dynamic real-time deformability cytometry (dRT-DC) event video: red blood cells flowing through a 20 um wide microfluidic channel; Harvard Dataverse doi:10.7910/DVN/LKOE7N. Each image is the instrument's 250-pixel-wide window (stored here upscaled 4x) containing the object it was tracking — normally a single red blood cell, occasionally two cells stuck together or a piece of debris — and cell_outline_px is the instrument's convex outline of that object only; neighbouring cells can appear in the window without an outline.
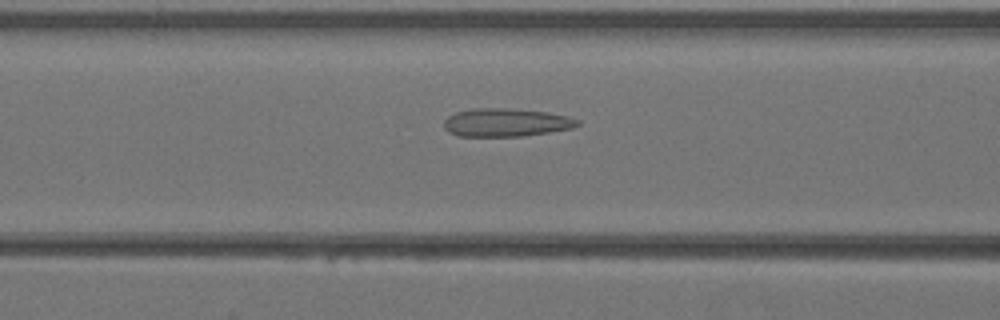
{"species": "Egyptian fruit bat (a non-hibernating species)", "species_latin": "Rousettus aegyptiacus", "temperature_condition": "warm", "stored_images_in_passage": 41, "camera_frame_rate_fps": 3000, "um_per_image_px": 0.085, "animal": {"sex": "female"}, "frame": {"image": 1, "passage_image": 17, "time_ms": 5.333, "image_size_px": [1000, 320], "cell_outline_px": [[580, 124], [572, 128], [548, 132], [520, 136], [456, 136], [448, 132], [444, 128], [444, 120], [448, 116], [456, 112], [476, 108], [504, 108], [544, 112], [568, 116], [580, 120]], "centroid_in_image_um": [42.98, 10.41], "position_along_channel_um": 123.6, "area_um2": 21.79}}
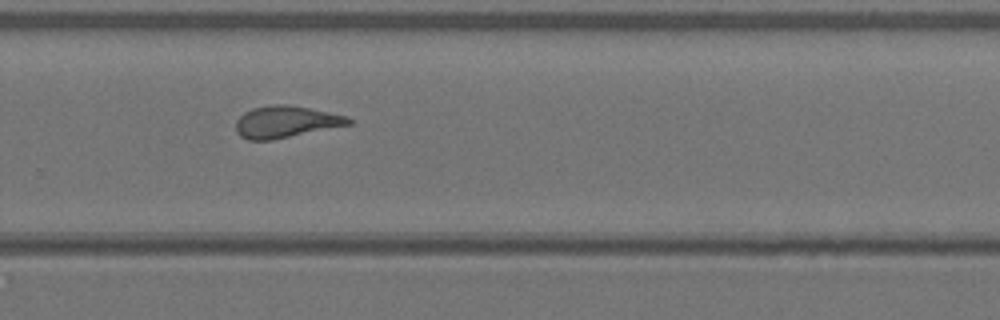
{"frame": {"image": 2, "passage_image": 28, "time_ms": 9.0, "image_size_px": [1000, 320], "cell_outline_px": [[352, 124], [272, 140], [248, 140], [240, 136], [236, 132], [236, 120], [244, 112], [252, 108], [272, 104], [288, 104], [348, 116], [352, 120]], "centroid_in_image_um": [24.27, 10.35], "position_along_channel_um": 305.5, "area_um2": 20.92}}
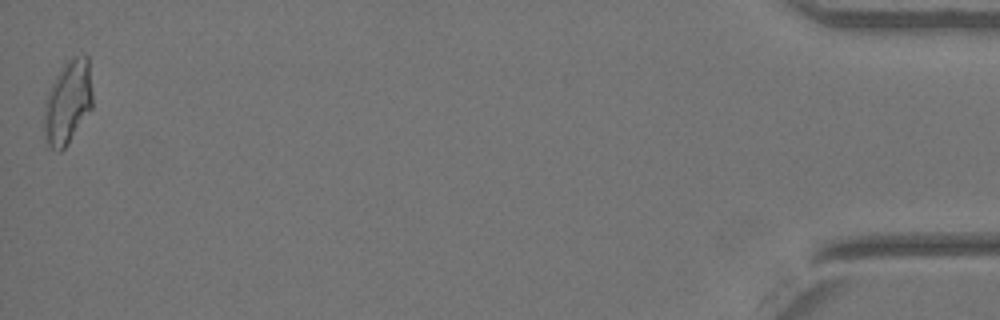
{"frame": {"image": 3, "passage_image": 41, "time_ms": 13.333, "image_size_px": [1000, 320], "cell_outline_px": [[92, 108], [64, 148], [60, 152], [56, 152], [48, 144], [44, 132], [44, 100], [48, 88], [64, 64], [72, 56], [88, 56], [92, 92]], "centroid_in_image_um": [5.74, 8.68], "position_along_channel_um": 429.5, "area_um2": 23.58}}